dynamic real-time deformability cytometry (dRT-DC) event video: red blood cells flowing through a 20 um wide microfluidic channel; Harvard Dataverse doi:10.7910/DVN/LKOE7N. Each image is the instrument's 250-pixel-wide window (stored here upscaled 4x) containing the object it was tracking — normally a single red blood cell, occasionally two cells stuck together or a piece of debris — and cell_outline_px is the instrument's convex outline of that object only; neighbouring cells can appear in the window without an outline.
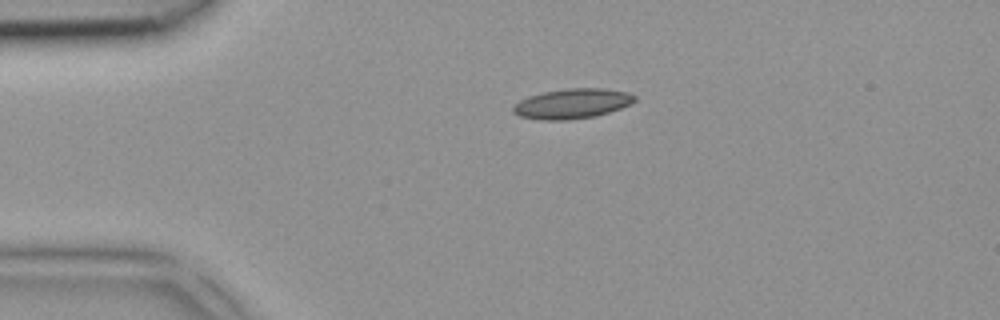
{"species": "common noctule bat (a hibernating species)", "species_latin": "Nyctalus noctula", "temperature_condition": "room temperature", "stored_images_in_passage": 4, "camera_frame_rate_fps": 3000, "um_per_image_px": 0.085, "animal": {"sex": "female", "body_mass_g": 18.4}, "frame": {"image": 1, "passage_image": 4, "time_ms": 1.0, "image_size_px": [1000, 320], "cell_outline_px": [[636, 100], [632, 104], [596, 116], [568, 120], [540, 120], [520, 116], [512, 112], [512, 108], [520, 100], [528, 96], [544, 92], [568, 88], [604, 88], [628, 92], [636, 96]], "centroid_in_image_um": [48.65, 8.81], "position_along_channel_um": 36.3, "area_um2": 21.27}}